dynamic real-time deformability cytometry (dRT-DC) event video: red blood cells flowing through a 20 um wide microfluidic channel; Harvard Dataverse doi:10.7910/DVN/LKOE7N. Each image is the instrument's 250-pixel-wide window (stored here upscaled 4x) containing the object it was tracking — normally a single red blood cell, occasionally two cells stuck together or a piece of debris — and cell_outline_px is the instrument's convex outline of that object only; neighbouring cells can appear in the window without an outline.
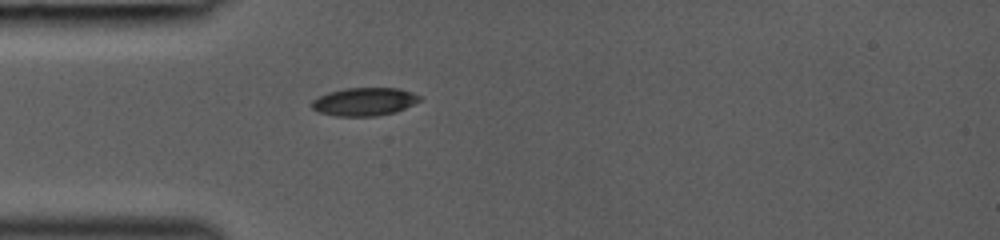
{"species": "common noctule bat (a hibernating species)", "species_latin": "Nyctalus noctula", "temperature_condition": "room temperature", "stored_images_in_passage": 32, "segment_of_instrument_passage": [1, 2], "camera_frame_rate_fps": 3000, "um_per_image_px": 0.085, "animal": {"sex": "female", "body_mass_g": 19.0, "forearm_length_mm": 53.3}, "frame": {"image": 1, "passage_image": 1, "time_ms": 0.0, "image_size_px": [1000, 240], "cell_outline_px": [[424, 100], [396, 112], [376, 116], [336, 116], [320, 112], [312, 108], [312, 100], [328, 92], [344, 88], [400, 88], [412, 92], [420, 96]], "centroid_in_image_um": [31.02, 8.64], "position_along_channel_um": 54.0, "area_um2": 17.8}}
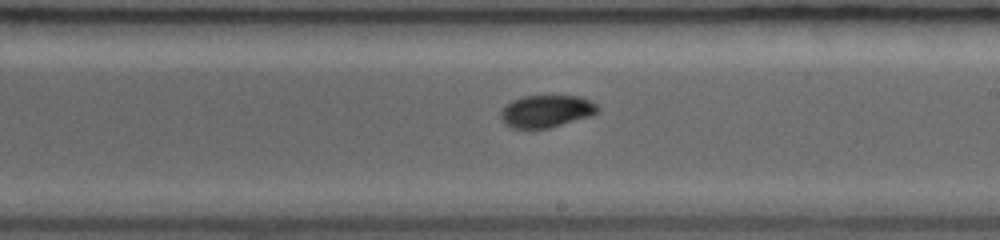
{"frame": {"image": 2, "passage_image": 14, "time_ms": 4.333, "image_size_px": [1000, 240], "cell_outline_px": [[600, 112], [592, 116], [548, 128], [512, 128], [504, 124], [500, 120], [500, 112], [512, 100], [524, 96], [580, 96], [592, 100], [600, 108]], "centroid_in_image_um": [46.48, 9.45], "position_along_channel_um": 242.5, "area_um2": 18.44}}
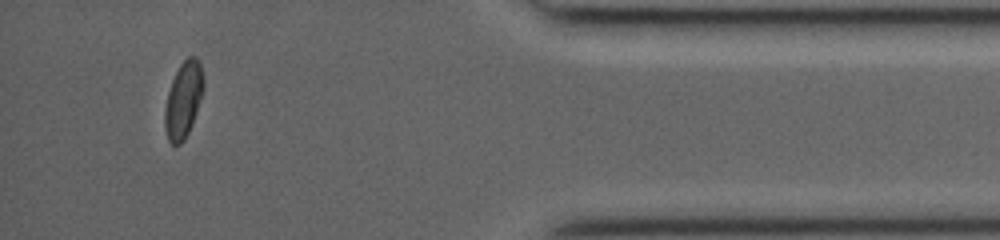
{"frame": {"image": 3, "passage_image": 28, "time_ms": 9.0, "image_size_px": [1000, 240], "cell_outline_px": [[204, 88], [192, 124], [184, 140], [180, 144], [172, 144], [168, 140], [164, 128], [164, 108], [168, 92], [172, 80], [180, 64], [188, 56], [196, 56], [200, 60], [204, 80]], "centroid_in_image_um": [15.59, 8.46], "position_along_channel_um": 419.6, "area_um2": 17.28}}